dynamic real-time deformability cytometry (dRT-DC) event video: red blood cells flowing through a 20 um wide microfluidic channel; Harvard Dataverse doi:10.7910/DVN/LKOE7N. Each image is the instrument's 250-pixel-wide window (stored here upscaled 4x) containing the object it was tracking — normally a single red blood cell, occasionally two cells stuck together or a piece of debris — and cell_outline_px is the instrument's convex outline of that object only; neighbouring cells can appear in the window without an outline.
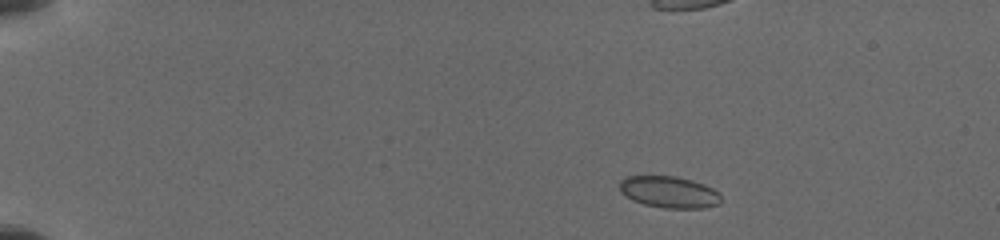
{"species": "common noctule bat (a hibernating species)", "species_latin": "Nyctalus noctula", "temperature_condition": "cold", "stored_images_in_passage": 15, "camera_frame_rate_fps": 3000, "um_per_image_px": 0.085, "animal": {"sex": "female", "body_mass_g": 19.5, "forearm_length_mm": 54.1}, "frame": {"image": 1, "passage_image": 3, "time_ms": 1.0, "image_size_px": [1000, 240], "cell_outline_px": [[720, 204], [704, 208], [664, 208], [644, 204], [632, 200], [620, 192], [620, 180], [624, 176], [676, 176], [692, 180], [704, 184], [720, 192]], "centroid_in_image_um": [56.87, 16.32], "position_along_channel_um": 28.1, "area_um2": 18.84}}